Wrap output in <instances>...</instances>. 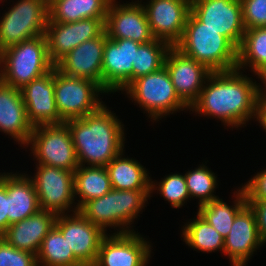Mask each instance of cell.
<instances>
[{"mask_svg":"<svg viewBox=\"0 0 266 266\" xmlns=\"http://www.w3.org/2000/svg\"><path fill=\"white\" fill-rule=\"evenodd\" d=\"M49 0H18L0 20V52L45 34Z\"/></svg>","mask_w":266,"mask_h":266,"instance_id":"obj_7","label":"cell"},{"mask_svg":"<svg viewBox=\"0 0 266 266\" xmlns=\"http://www.w3.org/2000/svg\"><path fill=\"white\" fill-rule=\"evenodd\" d=\"M111 190L106 167L79 165L74 171V194L75 198L78 195L80 200L72 211L77 212L85 202L102 197Z\"/></svg>","mask_w":266,"mask_h":266,"instance_id":"obj_27","label":"cell"},{"mask_svg":"<svg viewBox=\"0 0 266 266\" xmlns=\"http://www.w3.org/2000/svg\"><path fill=\"white\" fill-rule=\"evenodd\" d=\"M140 44L130 39H110L106 34L102 75L107 93L122 91L133 81L132 63Z\"/></svg>","mask_w":266,"mask_h":266,"instance_id":"obj_16","label":"cell"},{"mask_svg":"<svg viewBox=\"0 0 266 266\" xmlns=\"http://www.w3.org/2000/svg\"><path fill=\"white\" fill-rule=\"evenodd\" d=\"M115 2H110L105 21V31L110 39H130L139 43L155 40L143 4Z\"/></svg>","mask_w":266,"mask_h":266,"instance_id":"obj_18","label":"cell"},{"mask_svg":"<svg viewBox=\"0 0 266 266\" xmlns=\"http://www.w3.org/2000/svg\"><path fill=\"white\" fill-rule=\"evenodd\" d=\"M242 188L247 200H266V169L258 172Z\"/></svg>","mask_w":266,"mask_h":266,"instance_id":"obj_37","label":"cell"},{"mask_svg":"<svg viewBox=\"0 0 266 266\" xmlns=\"http://www.w3.org/2000/svg\"><path fill=\"white\" fill-rule=\"evenodd\" d=\"M31 179L40 210L50 211L56 215L65 214V211H69L75 203L74 171L38 164L37 172Z\"/></svg>","mask_w":266,"mask_h":266,"instance_id":"obj_10","label":"cell"},{"mask_svg":"<svg viewBox=\"0 0 266 266\" xmlns=\"http://www.w3.org/2000/svg\"><path fill=\"white\" fill-rule=\"evenodd\" d=\"M148 241L136 232L106 235L94 266H146L151 254Z\"/></svg>","mask_w":266,"mask_h":266,"instance_id":"obj_17","label":"cell"},{"mask_svg":"<svg viewBox=\"0 0 266 266\" xmlns=\"http://www.w3.org/2000/svg\"><path fill=\"white\" fill-rule=\"evenodd\" d=\"M39 164L75 171L78 159L71 132L66 125H38L32 130L28 146Z\"/></svg>","mask_w":266,"mask_h":266,"instance_id":"obj_9","label":"cell"},{"mask_svg":"<svg viewBox=\"0 0 266 266\" xmlns=\"http://www.w3.org/2000/svg\"><path fill=\"white\" fill-rule=\"evenodd\" d=\"M238 192V193H237ZM233 206H229L222 199L212 200L198 208V214L215 228L225 239L230 232L236 215L247 205V198L243 188L237 190Z\"/></svg>","mask_w":266,"mask_h":266,"instance_id":"obj_28","label":"cell"},{"mask_svg":"<svg viewBox=\"0 0 266 266\" xmlns=\"http://www.w3.org/2000/svg\"><path fill=\"white\" fill-rule=\"evenodd\" d=\"M106 31L72 49L55 67L70 77L95 81L103 88L102 63Z\"/></svg>","mask_w":266,"mask_h":266,"instance_id":"obj_20","label":"cell"},{"mask_svg":"<svg viewBox=\"0 0 266 266\" xmlns=\"http://www.w3.org/2000/svg\"><path fill=\"white\" fill-rule=\"evenodd\" d=\"M151 190H115L85 202L78 211L106 233V227H120L116 234L133 232L129 226L144 208ZM129 225V226H128Z\"/></svg>","mask_w":266,"mask_h":266,"instance_id":"obj_4","label":"cell"},{"mask_svg":"<svg viewBox=\"0 0 266 266\" xmlns=\"http://www.w3.org/2000/svg\"><path fill=\"white\" fill-rule=\"evenodd\" d=\"M155 185L157 184L151 181V193L155 188H158L159 194L174 208H180L190 197L184 175L177 173L168 175L159 182L158 186Z\"/></svg>","mask_w":266,"mask_h":266,"instance_id":"obj_34","label":"cell"},{"mask_svg":"<svg viewBox=\"0 0 266 266\" xmlns=\"http://www.w3.org/2000/svg\"><path fill=\"white\" fill-rule=\"evenodd\" d=\"M7 213L8 193L6 190V173H3L0 175V236H2L8 228Z\"/></svg>","mask_w":266,"mask_h":266,"instance_id":"obj_39","label":"cell"},{"mask_svg":"<svg viewBox=\"0 0 266 266\" xmlns=\"http://www.w3.org/2000/svg\"><path fill=\"white\" fill-rule=\"evenodd\" d=\"M123 152L114 157L105 167L112 189L151 190V180L147 170L138 160L123 158Z\"/></svg>","mask_w":266,"mask_h":266,"instance_id":"obj_26","label":"cell"},{"mask_svg":"<svg viewBox=\"0 0 266 266\" xmlns=\"http://www.w3.org/2000/svg\"><path fill=\"white\" fill-rule=\"evenodd\" d=\"M246 29L266 27V0H240Z\"/></svg>","mask_w":266,"mask_h":266,"instance_id":"obj_36","label":"cell"},{"mask_svg":"<svg viewBox=\"0 0 266 266\" xmlns=\"http://www.w3.org/2000/svg\"><path fill=\"white\" fill-rule=\"evenodd\" d=\"M23 102L27 109L30 124H62L54 96V68L43 76L32 80L21 89Z\"/></svg>","mask_w":266,"mask_h":266,"instance_id":"obj_19","label":"cell"},{"mask_svg":"<svg viewBox=\"0 0 266 266\" xmlns=\"http://www.w3.org/2000/svg\"><path fill=\"white\" fill-rule=\"evenodd\" d=\"M184 242L202 252L224 251V238L198 213L196 219L183 226Z\"/></svg>","mask_w":266,"mask_h":266,"instance_id":"obj_31","label":"cell"},{"mask_svg":"<svg viewBox=\"0 0 266 266\" xmlns=\"http://www.w3.org/2000/svg\"><path fill=\"white\" fill-rule=\"evenodd\" d=\"M193 171L185 173L184 177L190 194V198H200L199 207L216 200L214 190L217 186V176L205 165L198 166Z\"/></svg>","mask_w":266,"mask_h":266,"instance_id":"obj_33","label":"cell"},{"mask_svg":"<svg viewBox=\"0 0 266 266\" xmlns=\"http://www.w3.org/2000/svg\"><path fill=\"white\" fill-rule=\"evenodd\" d=\"M256 120L266 130V94H259L257 100ZM266 132V131H265Z\"/></svg>","mask_w":266,"mask_h":266,"instance_id":"obj_40","label":"cell"},{"mask_svg":"<svg viewBox=\"0 0 266 266\" xmlns=\"http://www.w3.org/2000/svg\"><path fill=\"white\" fill-rule=\"evenodd\" d=\"M6 190L8 193V227L40 210L35 186L29 176L7 173Z\"/></svg>","mask_w":266,"mask_h":266,"instance_id":"obj_24","label":"cell"},{"mask_svg":"<svg viewBox=\"0 0 266 266\" xmlns=\"http://www.w3.org/2000/svg\"><path fill=\"white\" fill-rule=\"evenodd\" d=\"M27 117L21 89L0 80V131L10 135L19 144H27L33 130Z\"/></svg>","mask_w":266,"mask_h":266,"instance_id":"obj_22","label":"cell"},{"mask_svg":"<svg viewBox=\"0 0 266 266\" xmlns=\"http://www.w3.org/2000/svg\"><path fill=\"white\" fill-rule=\"evenodd\" d=\"M170 47L168 43L157 39L141 43L135 51V63H132L133 80L164 67L165 58Z\"/></svg>","mask_w":266,"mask_h":266,"instance_id":"obj_32","label":"cell"},{"mask_svg":"<svg viewBox=\"0 0 266 266\" xmlns=\"http://www.w3.org/2000/svg\"><path fill=\"white\" fill-rule=\"evenodd\" d=\"M191 13L238 49L245 33L240 0H192Z\"/></svg>","mask_w":266,"mask_h":266,"instance_id":"obj_11","label":"cell"},{"mask_svg":"<svg viewBox=\"0 0 266 266\" xmlns=\"http://www.w3.org/2000/svg\"><path fill=\"white\" fill-rule=\"evenodd\" d=\"M99 93H107L93 80L70 77L54 67V96L59 116L64 120L82 118L103 104Z\"/></svg>","mask_w":266,"mask_h":266,"instance_id":"obj_8","label":"cell"},{"mask_svg":"<svg viewBox=\"0 0 266 266\" xmlns=\"http://www.w3.org/2000/svg\"><path fill=\"white\" fill-rule=\"evenodd\" d=\"M192 0H150L144 5L151 31L157 40L175 46L181 39Z\"/></svg>","mask_w":266,"mask_h":266,"instance_id":"obj_14","label":"cell"},{"mask_svg":"<svg viewBox=\"0 0 266 266\" xmlns=\"http://www.w3.org/2000/svg\"><path fill=\"white\" fill-rule=\"evenodd\" d=\"M249 64V65H248ZM266 64V27L246 29L242 41L237 49V67L241 70L245 66L256 73Z\"/></svg>","mask_w":266,"mask_h":266,"instance_id":"obj_30","label":"cell"},{"mask_svg":"<svg viewBox=\"0 0 266 266\" xmlns=\"http://www.w3.org/2000/svg\"><path fill=\"white\" fill-rule=\"evenodd\" d=\"M247 205L253 210L256 218L260 240L266 242V200H247Z\"/></svg>","mask_w":266,"mask_h":266,"instance_id":"obj_38","label":"cell"},{"mask_svg":"<svg viewBox=\"0 0 266 266\" xmlns=\"http://www.w3.org/2000/svg\"><path fill=\"white\" fill-rule=\"evenodd\" d=\"M260 240L253 210L246 205L234 218L230 232L224 239V255H228L232 266H246V262L259 246Z\"/></svg>","mask_w":266,"mask_h":266,"instance_id":"obj_21","label":"cell"},{"mask_svg":"<svg viewBox=\"0 0 266 266\" xmlns=\"http://www.w3.org/2000/svg\"><path fill=\"white\" fill-rule=\"evenodd\" d=\"M40 266H83L73 255L62 233L55 227L47 233L36 255Z\"/></svg>","mask_w":266,"mask_h":266,"instance_id":"obj_29","label":"cell"},{"mask_svg":"<svg viewBox=\"0 0 266 266\" xmlns=\"http://www.w3.org/2000/svg\"><path fill=\"white\" fill-rule=\"evenodd\" d=\"M0 266H38L36 255L11 246L0 236Z\"/></svg>","mask_w":266,"mask_h":266,"instance_id":"obj_35","label":"cell"},{"mask_svg":"<svg viewBox=\"0 0 266 266\" xmlns=\"http://www.w3.org/2000/svg\"><path fill=\"white\" fill-rule=\"evenodd\" d=\"M175 47L211 72L231 71L237 67V48L225 36L205 27L191 12Z\"/></svg>","mask_w":266,"mask_h":266,"instance_id":"obj_3","label":"cell"},{"mask_svg":"<svg viewBox=\"0 0 266 266\" xmlns=\"http://www.w3.org/2000/svg\"><path fill=\"white\" fill-rule=\"evenodd\" d=\"M123 91L148 114L158 120L188 106L179 98L166 67L134 79Z\"/></svg>","mask_w":266,"mask_h":266,"instance_id":"obj_6","label":"cell"},{"mask_svg":"<svg viewBox=\"0 0 266 266\" xmlns=\"http://www.w3.org/2000/svg\"><path fill=\"white\" fill-rule=\"evenodd\" d=\"M242 73L238 69L212 72L189 109L218 118L232 128L246 124L254 116L255 119L259 95L257 83Z\"/></svg>","mask_w":266,"mask_h":266,"instance_id":"obj_1","label":"cell"},{"mask_svg":"<svg viewBox=\"0 0 266 266\" xmlns=\"http://www.w3.org/2000/svg\"><path fill=\"white\" fill-rule=\"evenodd\" d=\"M105 21L88 18L71 23L48 22L44 35L51 62L56 65L78 45L99 37L105 31Z\"/></svg>","mask_w":266,"mask_h":266,"instance_id":"obj_13","label":"cell"},{"mask_svg":"<svg viewBox=\"0 0 266 266\" xmlns=\"http://www.w3.org/2000/svg\"><path fill=\"white\" fill-rule=\"evenodd\" d=\"M112 0H49L48 22L71 23L83 19H106Z\"/></svg>","mask_w":266,"mask_h":266,"instance_id":"obj_25","label":"cell"},{"mask_svg":"<svg viewBox=\"0 0 266 266\" xmlns=\"http://www.w3.org/2000/svg\"><path fill=\"white\" fill-rule=\"evenodd\" d=\"M164 66L179 98L190 108L198 99L206 80L212 72L175 46L169 48Z\"/></svg>","mask_w":266,"mask_h":266,"instance_id":"obj_15","label":"cell"},{"mask_svg":"<svg viewBox=\"0 0 266 266\" xmlns=\"http://www.w3.org/2000/svg\"><path fill=\"white\" fill-rule=\"evenodd\" d=\"M56 214L39 210L24 220L11 224L1 236L11 246L37 255L42 241L55 224Z\"/></svg>","mask_w":266,"mask_h":266,"instance_id":"obj_23","label":"cell"},{"mask_svg":"<svg viewBox=\"0 0 266 266\" xmlns=\"http://www.w3.org/2000/svg\"><path fill=\"white\" fill-rule=\"evenodd\" d=\"M65 123L71 132L79 165L105 167L123 152L124 125L104 103L97 111Z\"/></svg>","mask_w":266,"mask_h":266,"instance_id":"obj_2","label":"cell"},{"mask_svg":"<svg viewBox=\"0 0 266 266\" xmlns=\"http://www.w3.org/2000/svg\"><path fill=\"white\" fill-rule=\"evenodd\" d=\"M54 226L64 236L75 258L83 266H94L101 241L107 233L92 224L79 211L72 216L57 215Z\"/></svg>","mask_w":266,"mask_h":266,"instance_id":"obj_12","label":"cell"},{"mask_svg":"<svg viewBox=\"0 0 266 266\" xmlns=\"http://www.w3.org/2000/svg\"><path fill=\"white\" fill-rule=\"evenodd\" d=\"M54 67L49 59L45 35L22 41L0 52V80L16 89H22Z\"/></svg>","mask_w":266,"mask_h":266,"instance_id":"obj_5","label":"cell"},{"mask_svg":"<svg viewBox=\"0 0 266 266\" xmlns=\"http://www.w3.org/2000/svg\"><path fill=\"white\" fill-rule=\"evenodd\" d=\"M255 75H258V76H259L258 78H260L261 81L263 82V84H265L264 86H265V89H266V64H265L262 68H260V69L255 73ZM260 86H261V85H257L258 93H259V94H266V92H265L266 90H265L264 88L261 89ZM262 90H265V91L263 92Z\"/></svg>","mask_w":266,"mask_h":266,"instance_id":"obj_41","label":"cell"}]
</instances>
